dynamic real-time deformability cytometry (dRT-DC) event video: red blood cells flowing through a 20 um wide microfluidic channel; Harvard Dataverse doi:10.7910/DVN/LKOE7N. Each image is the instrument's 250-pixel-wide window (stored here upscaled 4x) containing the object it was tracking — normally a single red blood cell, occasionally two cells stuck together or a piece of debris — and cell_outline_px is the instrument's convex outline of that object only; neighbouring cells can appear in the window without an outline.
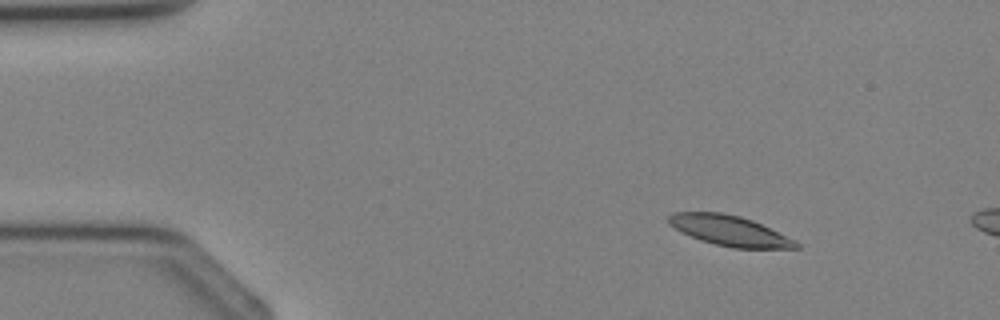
{"species": "Egyptian fruit bat (a non-hibernating species)", "species_latin": "Rousettus aegyptiacus", "temperature_condition": "cold", "stored_images_in_passage": 3, "camera_frame_rate_fps": 3000, "um_per_image_px": 0.085, "animal": {"sex": "female"}, "frame": {"image": 1, "passage_image": 1, "time_ms": 0.0, "image_size_px": [1000, 320], "cell_outline_px": [[800, 248], [732, 248], [700, 240], [668, 224], [668, 216], [672, 212], [720, 212], [740, 216], [752, 220], [796, 240], [800, 244]], "centroid_in_image_um": [62.03, 19.6], "position_along_channel_um": 23.0, "area_um2": 22.25}}